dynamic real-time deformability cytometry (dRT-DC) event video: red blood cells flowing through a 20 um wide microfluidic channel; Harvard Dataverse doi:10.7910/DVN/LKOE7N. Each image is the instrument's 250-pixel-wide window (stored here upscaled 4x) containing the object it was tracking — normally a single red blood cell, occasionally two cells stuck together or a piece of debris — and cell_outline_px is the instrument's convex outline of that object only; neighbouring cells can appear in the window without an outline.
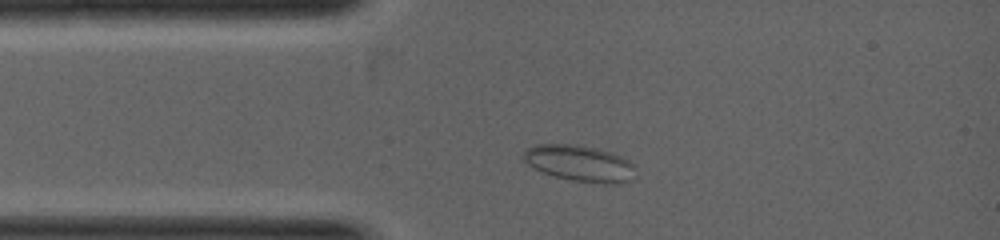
{"species": "common noctule bat (a hibernating species)", "species_latin": "Nyctalus noctula", "temperature_condition": "warm", "stored_images_in_passage": 10, "camera_frame_rate_fps": 5000, "um_per_image_px": 0.085, "animal": {"sex": "female", "body_mass_g": 19.0, "forearm_length_mm": 53.3}, "frame": {"image": 1, "passage_image": 2, "time_ms": 0.8, "image_size_px": [1000, 240], "cell_outline_px": [[632, 164], [628, 180], [612, 184], [572, 180], [556, 176], [544, 172], [528, 164], [524, 160], [524, 152], [528, 148], [540, 144], [564, 144], [588, 148], [620, 156], [628, 160]], "centroid_in_image_um": [49.18, 13.89], "position_along_channel_um": 35.8, "area_um2": 22.14}}
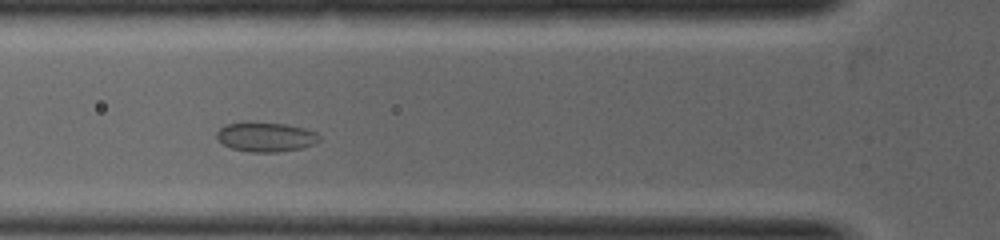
{"frame": {"image": 2, "passage_image": 5, "time_ms": 1.8, "image_size_px": [1000, 240], "cell_outline_px": [[320, 140], [304, 148], [276, 152], [252, 152], [232, 148], [224, 144], [216, 136], [216, 132], [220, 128], [228, 124], [248, 120], [288, 124], [304, 128], [316, 132], [320, 136]], "centroid_in_image_um": [22.6, 11.61], "position_along_channel_um": 103.2, "area_um2": 17.92}}
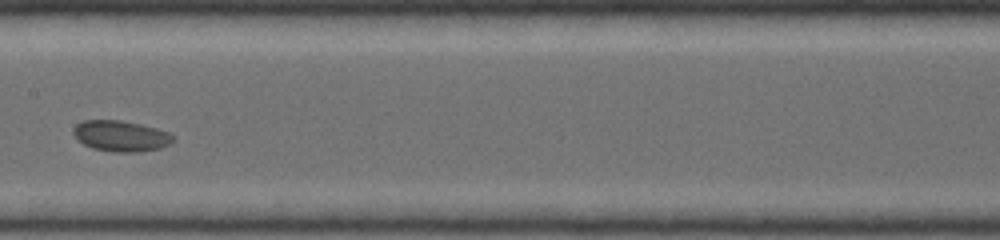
{"frame": {"image": 3, "passage_image": 9, "time_ms": 3.0, "image_size_px": [1000, 240], "cell_outline_px": [[176, 136], [168, 144], [160, 148], [136, 152], [112, 152], [92, 148], [84, 144], [72, 132], [72, 128], [76, 124], [84, 120], [120, 120], [140, 124], [156, 128], [168, 132]], "centroid_in_image_um": [10.26, 11.55], "position_along_channel_um": 197.1, "area_um2": 17.86}}